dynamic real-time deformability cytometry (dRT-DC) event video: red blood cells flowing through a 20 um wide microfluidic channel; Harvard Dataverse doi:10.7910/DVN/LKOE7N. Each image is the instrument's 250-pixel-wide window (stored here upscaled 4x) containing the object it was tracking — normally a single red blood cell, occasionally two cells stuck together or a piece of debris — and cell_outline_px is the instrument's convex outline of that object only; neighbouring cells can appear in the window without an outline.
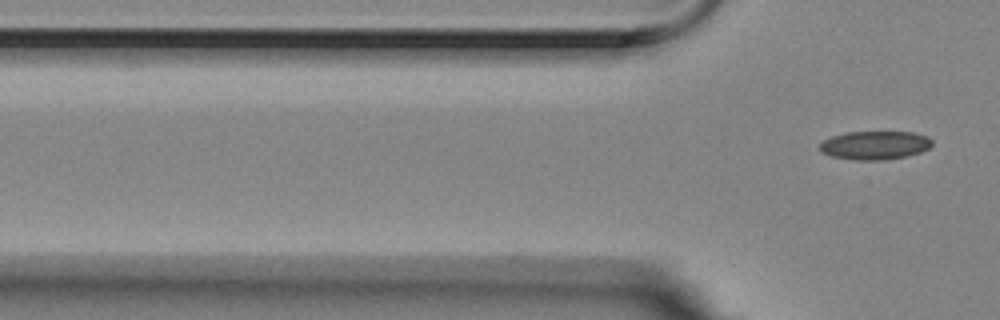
{"species": "Egyptian fruit bat (a non-hibernating species)", "species_latin": "Rousettus aegyptiacus", "temperature_condition": "room temperature", "stored_images_in_passage": 3, "segment_of_instrument_passage": [2, 2], "camera_frame_rate_fps": 3000, "um_per_image_px": 0.085, "animal": {"sex": "female"}, "frame": {"image": 1, "passage_image": 3, "time_ms": 0.667, "image_size_px": [1000, 320], "cell_outline_px": [[932, 144], [928, 148], [920, 152], [908, 156], [884, 160], [852, 160], [832, 156], [820, 152], [816, 148], [824, 140], [832, 136], [848, 132], [912, 132], [928, 136], [932, 140]], "centroid_in_image_um": [74.34, 12.35], "position_along_channel_um": 51.5, "area_um2": 18.84}}